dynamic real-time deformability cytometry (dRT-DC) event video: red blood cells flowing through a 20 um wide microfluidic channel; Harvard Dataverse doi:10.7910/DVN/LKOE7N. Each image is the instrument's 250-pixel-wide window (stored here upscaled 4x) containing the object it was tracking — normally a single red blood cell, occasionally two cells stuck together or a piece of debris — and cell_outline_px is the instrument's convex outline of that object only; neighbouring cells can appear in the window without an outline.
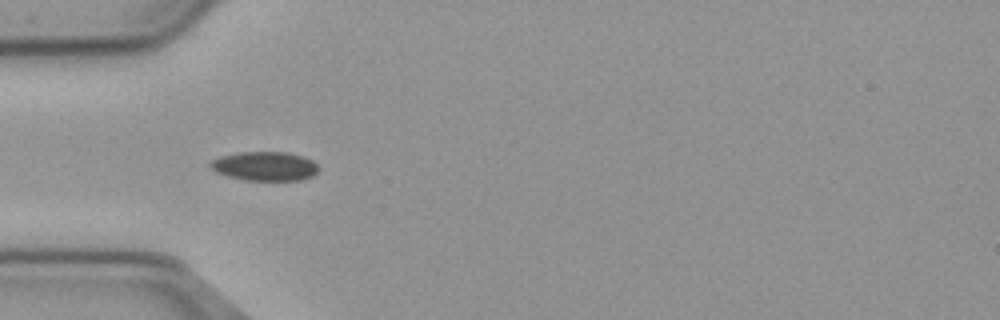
{"species": "common noctule bat (a hibernating species)", "species_latin": "Nyctalus noctula", "temperature_condition": "cold", "stored_images_in_passage": 7, "camera_frame_rate_fps": 3000, "um_per_image_px": 0.085, "animal": {"sex": "male", "body_mass_g": 23.1, "forearm_length_mm": 52.7}, "frame": {"image": 1, "passage_image": 4, "time_ms": 1.0, "image_size_px": [1000, 320], "cell_outline_px": [[320, 168], [312, 176], [300, 180], [244, 180], [228, 176], [216, 172], [208, 164], [212, 160], [220, 156], [240, 152], [288, 152], [304, 156], [312, 160]], "centroid_in_image_um": [22.52, 14.12], "position_along_channel_um": 62.5, "area_um2": 18.38}}